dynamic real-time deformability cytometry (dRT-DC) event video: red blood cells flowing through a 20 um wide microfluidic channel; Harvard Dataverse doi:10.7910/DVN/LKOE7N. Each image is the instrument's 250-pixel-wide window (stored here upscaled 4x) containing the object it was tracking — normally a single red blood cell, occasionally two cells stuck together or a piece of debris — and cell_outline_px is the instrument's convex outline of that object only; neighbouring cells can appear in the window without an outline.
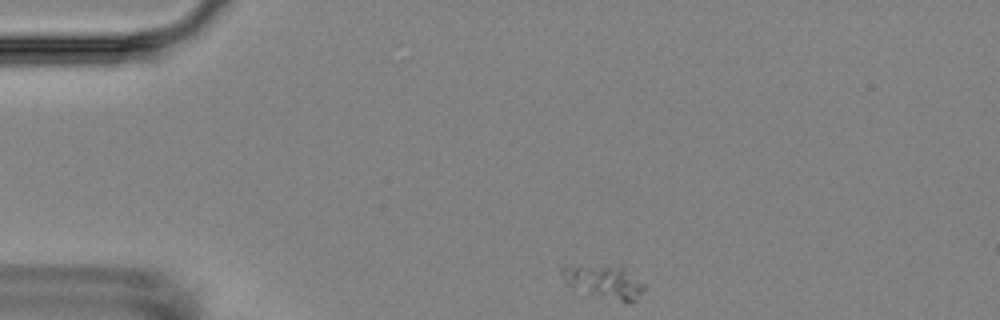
{"species": "Egyptian fruit bat (a non-hibernating species)", "species_latin": "Rousettus aegyptiacus", "temperature_condition": "room temperature", "stored_images_in_passage": 4, "camera_frame_rate_fps": 3000, "um_per_image_px": 0.085, "animal": {"sex": "female"}, "frame": {"image": 1, "passage_image": 1, "time_ms": 0.0, "image_size_px": [1000, 320], "cell_outline_px": [[644, 288], [636, 300], [632, 304], [628, 304], [588, 292], [564, 284], [560, 272], [560, 268], [564, 264], [620, 264], [644, 284]], "centroid_in_image_um": [51.3, 23.88], "position_along_channel_um": 33.7, "area_um2": 16.59}}
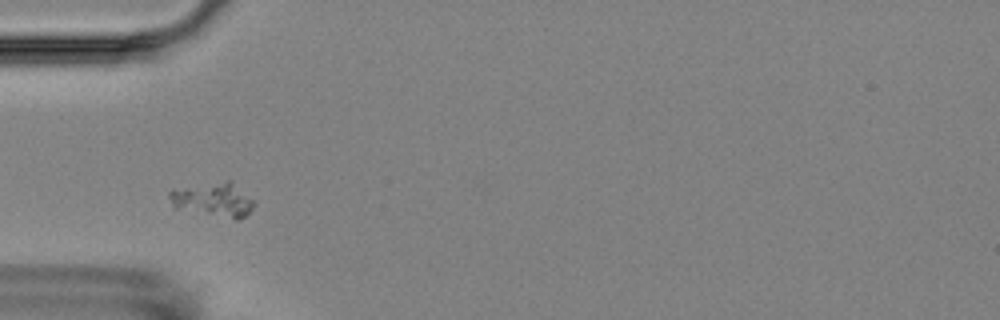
{"frame": {"image": 2, "passage_image": 3, "time_ms": 2.333, "image_size_px": [1000, 320], "cell_outline_px": [[256, 204], [244, 216], [236, 220], [172, 208], [168, 196], [168, 192], [172, 188], [228, 180], [232, 180], [256, 200]], "centroid_in_image_um": [18.12, 16.96], "position_along_channel_um": 66.9, "area_um2": 17.51}}
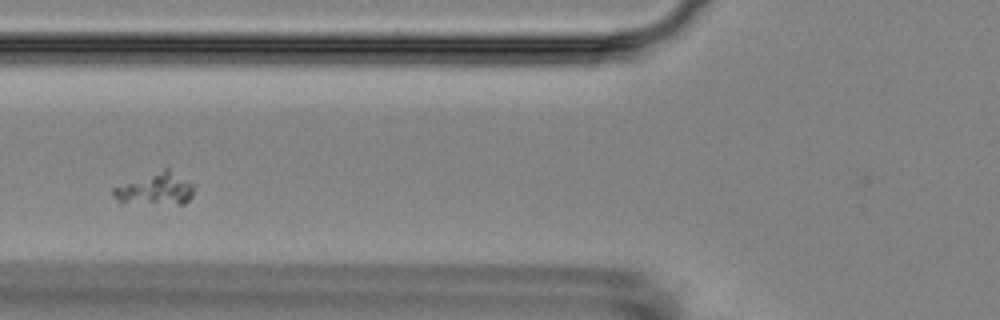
{"frame": {"image": 3, "passage_image": 4, "time_ms": 3.667, "image_size_px": [1000, 320], "cell_outline_px": [[196, 184], [192, 196], [184, 204], [120, 204], [112, 196], [112, 188], [164, 168], [168, 168]], "centroid_in_image_um": [13.22, 16.09], "position_along_channel_um": 112.6, "area_um2": 15.61}}